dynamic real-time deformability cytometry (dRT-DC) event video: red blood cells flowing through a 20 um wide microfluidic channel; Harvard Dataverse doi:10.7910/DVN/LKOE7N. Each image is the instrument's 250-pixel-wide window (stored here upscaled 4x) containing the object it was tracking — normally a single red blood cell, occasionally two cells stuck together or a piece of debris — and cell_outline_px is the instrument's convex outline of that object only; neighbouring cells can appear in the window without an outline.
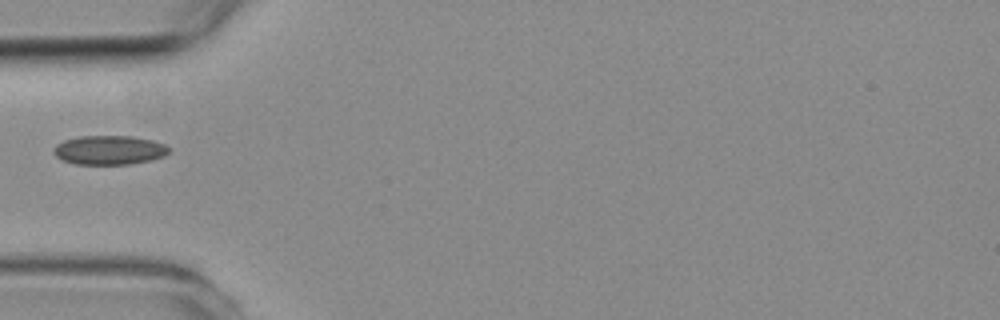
{"species": "common noctule bat (a hibernating species)", "species_latin": "Nyctalus noctula", "temperature_condition": "room temperature", "stored_images_in_passage": 3, "camera_frame_rate_fps": 3000, "um_per_image_px": 0.085, "animal": {"sex": "female", "body_mass_g": 19.3, "forearm_length_mm": 54.1}, "frame": {"image": 1, "passage_image": 3, "time_ms": 2.0, "image_size_px": [1000, 320], "cell_outline_px": [[168, 152], [164, 156], [148, 160], [128, 164], [76, 164], [64, 160], [56, 156], [52, 152], [52, 148], [56, 144], [64, 140], [80, 136], [132, 136], [152, 140], [164, 144], [168, 148]], "centroid_in_image_um": [9.24, 12.74], "position_along_channel_um": 75.8, "area_um2": 19.42}}